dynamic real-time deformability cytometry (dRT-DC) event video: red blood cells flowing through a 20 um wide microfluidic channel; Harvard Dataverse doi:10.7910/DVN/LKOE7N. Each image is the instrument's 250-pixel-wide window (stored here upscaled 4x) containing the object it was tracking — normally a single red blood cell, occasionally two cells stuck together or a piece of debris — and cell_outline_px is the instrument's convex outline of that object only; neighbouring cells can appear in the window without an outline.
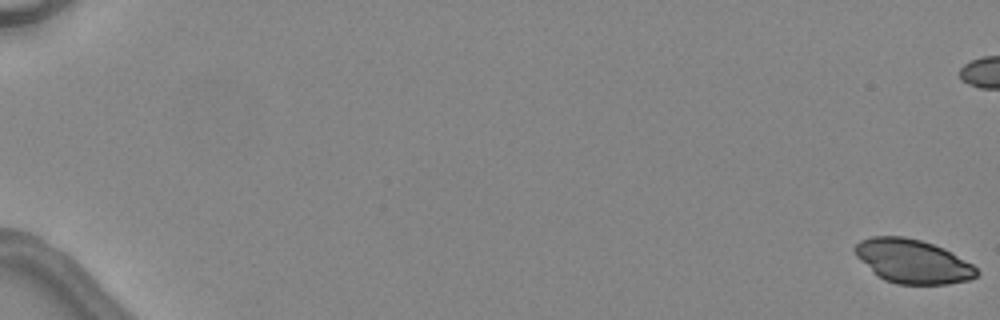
{"species": "common noctule bat (a hibernating species)", "species_latin": "Nyctalus noctula", "temperature_condition": "warm", "stored_images_in_passage": 4, "camera_frame_rate_fps": 3000, "um_per_image_px": 0.085, "animal": {"sex": "female", "body_mass_g": 24.6, "forearm_length_mm": 56.2}, "frame": {"image": 1, "passage_image": 1, "time_ms": 0.0, "image_size_px": [1000, 320], "cell_outline_px": [[980, 272], [976, 276], [968, 280], [948, 284], [896, 284], [884, 280], [860, 260], [856, 256], [852, 248], [860, 240], [872, 236], [904, 236], [920, 240], [944, 248], [972, 264]], "centroid_in_image_um": [77.57, 22.2], "position_along_channel_um": 7.4, "area_um2": 31.04}}